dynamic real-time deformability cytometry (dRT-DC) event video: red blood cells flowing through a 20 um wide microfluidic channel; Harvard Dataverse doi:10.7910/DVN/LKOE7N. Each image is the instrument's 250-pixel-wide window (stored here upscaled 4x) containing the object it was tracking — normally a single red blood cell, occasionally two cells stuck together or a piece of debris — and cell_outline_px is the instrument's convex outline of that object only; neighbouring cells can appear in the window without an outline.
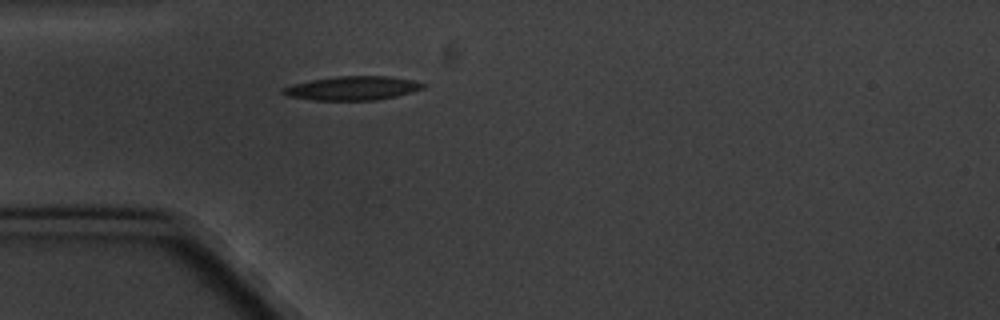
{"species": "common noctule bat (a hibernating species)", "species_latin": "Nyctalus noctula", "temperature_condition": "cold", "stored_images_in_passage": 1, "camera_frame_rate_fps": 3000, "um_per_image_px": 0.085, "animal": {"sex": "male", "body_mass_g": 20.1, "forearm_length_mm": 53.5}, "frame": {"image": 1, "passage_image": 1, "time_ms": 0.0, "image_size_px": [1000, 320], "cell_outline_px": [[428, 84], [424, 88], [412, 92], [396, 96], [376, 100], [316, 100], [288, 96], [280, 92], [280, 88], [292, 84], [312, 80], [336, 76], [392, 76], [412, 80]], "centroid_in_image_um": [29.97, 7.49], "position_along_channel_um": 55.0, "area_um2": 19.59}}